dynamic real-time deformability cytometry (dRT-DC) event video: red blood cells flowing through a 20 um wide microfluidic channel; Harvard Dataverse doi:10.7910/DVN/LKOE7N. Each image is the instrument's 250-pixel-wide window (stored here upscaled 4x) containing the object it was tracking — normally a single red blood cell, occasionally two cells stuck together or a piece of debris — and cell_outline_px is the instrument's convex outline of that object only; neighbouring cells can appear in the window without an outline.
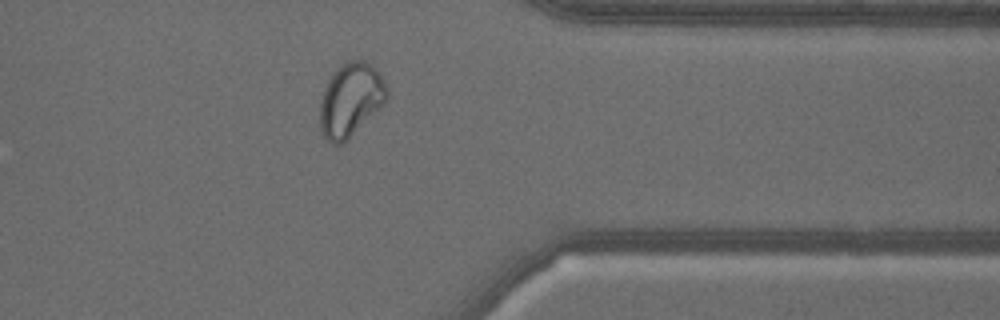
{"species": "common noctule bat (a hibernating species)", "species_latin": "Nyctalus noctula", "temperature_condition": "warm", "stored_images_in_passage": 40, "camera_frame_rate_fps": 3000, "um_per_image_px": 0.085, "animal": {"sex": "male", "body_mass_g": 18.8}, "frame": {"image": 1, "passage_image": 29, "time_ms": 9.333, "image_size_px": [1000, 320], "cell_outline_px": [[388, 96], [384, 104], [344, 144], [332, 144], [320, 132], [320, 100], [324, 88], [332, 72], [340, 64], [348, 60], [364, 60], [376, 68], [384, 80], [388, 92]], "centroid_in_image_um": [29.79, 8.48], "position_along_channel_um": 381.6, "area_um2": 29.07}}
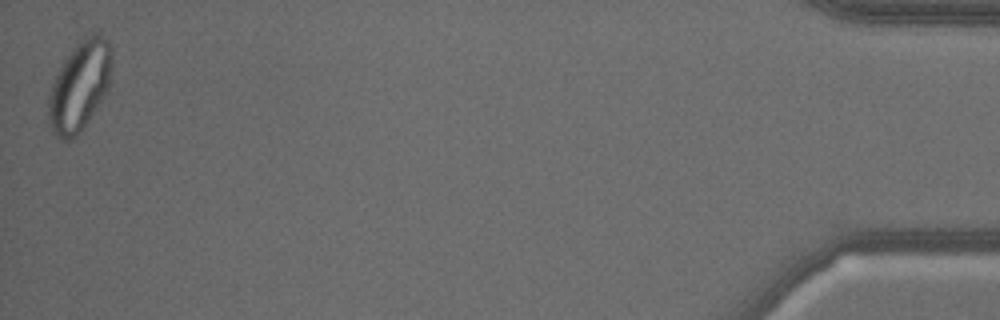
{"frame": {"image": 2, "passage_image": 40, "time_ms": 13.0, "image_size_px": [1000, 320], "cell_outline_px": [[112, 68], [108, 92], [76, 136], [68, 140], [60, 140], [52, 132], [48, 124], [48, 96], [52, 84], [64, 60], [72, 48], [92, 32], [100, 32], [108, 40], [112, 48]], "centroid_in_image_um": [6.79, 7.29], "position_along_channel_um": 428.4, "area_um2": 33.35}, "authors_computed_cell_mechanics": {"area_um2": 25.5765, "velocity_mm_per_s": 3.5166, "shape_relaxation_time_tau1_ms": null, "shape_relaxation_time_tau2_ms": 1.3321, "deformation_change_tau1": null, "deformation_change_tau2": 0.0611}}